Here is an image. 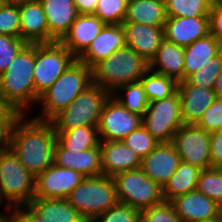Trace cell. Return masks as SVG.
Masks as SVG:
<instances>
[{
  "label": "cell",
  "mask_w": 222,
  "mask_h": 222,
  "mask_svg": "<svg viewBox=\"0 0 222 222\" xmlns=\"http://www.w3.org/2000/svg\"><path fill=\"white\" fill-rule=\"evenodd\" d=\"M206 132H213L222 128V99L215 98L196 124Z\"/></svg>",
  "instance_id": "42"
},
{
  "label": "cell",
  "mask_w": 222,
  "mask_h": 222,
  "mask_svg": "<svg viewBox=\"0 0 222 222\" xmlns=\"http://www.w3.org/2000/svg\"><path fill=\"white\" fill-rule=\"evenodd\" d=\"M211 167L219 168L222 165V128L210 133Z\"/></svg>",
  "instance_id": "45"
},
{
  "label": "cell",
  "mask_w": 222,
  "mask_h": 222,
  "mask_svg": "<svg viewBox=\"0 0 222 222\" xmlns=\"http://www.w3.org/2000/svg\"><path fill=\"white\" fill-rule=\"evenodd\" d=\"M99 0H73L79 14H94Z\"/></svg>",
  "instance_id": "46"
},
{
  "label": "cell",
  "mask_w": 222,
  "mask_h": 222,
  "mask_svg": "<svg viewBox=\"0 0 222 222\" xmlns=\"http://www.w3.org/2000/svg\"><path fill=\"white\" fill-rule=\"evenodd\" d=\"M92 84V68L76 59L62 75L39 97L41 110L33 118L50 121L67 108L76 97Z\"/></svg>",
  "instance_id": "3"
},
{
  "label": "cell",
  "mask_w": 222,
  "mask_h": 222,
  "mask_svg": "<svg viewBox=\"0 0 222 222\" xmlns=\"http://www.w3.org/2000/svg\"><path fill=\"white\" fill-rule=\"evenodd\" d=\"M142 125V116L131 113L110 95L105 101L97 126L100 141L123 140Z\"/></svg>",
  "instance_id": "12"
},
{
  "label": "cell",
  "mask_w": 222,
  "mask_h": 222,
  "mask_svg": "<svg viewBox=\"0 0 222 222\" xmlns=\"http://www.w3.org/2000/svg\"><path fill=\"white\" fill-rule=\"evenodd\" d=\"M54 164L62 168H70L84 177L102 175L100 144L85 151L64 149L58 142L54 148Z\"/></svg>",
  "instance_id": "20"
},
{
  "label": "cell",
  "mask_w": 222,
  "mask_h": 222,
  "mask_svg": "<svg viewBox=\"0 0 222 222\" xmlns=\"http://www.w3.org/2000/svg\"><path fill=\"white\" fill-rule=\"evenodd\" d=\"M142 125L159 142H171L174 134L183 125L180 108V95L149 102L142 117Z\"/></svg>",
  "instance_id": "10"
},
{
  "label": "cell",
  "mask_w": 222,
  "mask_h": 222,
  "mask_svg": "<svg viewBox=\"0 0 222 222\" xmlns=\"http://www.w3.org/2000/svg\"><path fill=\"white\" fill-rule=\"evenodd\" d=\"M10 222H44V220L29 205H20L10 209Z\"/></svg>",
  "instance_id": "44"
},
{
  "label": "cell",
  "mask_w": 222,
  "mask_h": 222,
  "mask_svg": "<svg viewBox=\"0 0 222 222\" xmlns=\"http://www.w3.org/2000/svg\"><path fill=\"white\" fill-rule=\"evenodd\" d=\"M148 69L149 63L132 48L125 46L92 67V83L111 94L122 85L140 81Z\"/></svg>",
  "instance_id": "4"
},
{
  "label": "cell",
  "mask_w": 222,
  "mask_h": 222,
  "mask_svg": "<svg viewBox=\"0 0 222 222\" xmlns=\"http://www.w3.org/2000/svg\"><path fill=\"white\" fill-rule=\"evenodd\" d=\"M122 27L126 46L150 63L164 40V28L134 22H123Z\"/></svg>",
  "instance_id": "17"
},
{
  "label": "cell",
  "mask_w": 222,
  "mask_h": 222,
  "mask_svg": "<svg viewBox=\"0 0 222 222\" xmlns=\"http://www.w3.org/2000/svg\"><path fill=\"white\" fill-rule=\"evenodd\" d=\"M10 130H0V153L9 148Z\"/></svg>",
  "instance_id": "48"
},
{
  "label": "cell",
  "mask_w": 222,
  "mask_h": 222,
  "mask_svg": "<svg viewBox=\"0 0 222 222\" xmlns=\"http://www.w3.org/2000/svg\"><path fill=\"white\" fill-rule=\"evenodd\" d=\"M76 59L60 41L35 43L33 81L36 97L39 99Z\"/></svg>",
  "instance_id": "8"
},
{
  "label": "cell",
  "mask_w": 222,
  "mask_h": 222,
  "mask_svg": "<svg viewBox=\"0 0 222 222\" xmlns=\"http://www.w3.org/2000/svg\"><path fill=\"white\" fill-rule=\"evenodd\" d=\"M211 0H165L167 17H209Z\"/></svg>",
  "instance_id": "33"
},
{
  "label": "cell",
  "mask_w": 222,
  "mask_h": 222,
  "mask_svg": "<svg viewBox=\"0 0 222 222\" xmlns=\"http://www.w3.org/2000/svg\"><path fill=\"white\" fill-rule=\"evenodd\" d=\"M111 94L98 84H90L71 104L51 120L55 132L82 126H98L105 101Z\"/></svg>",
  "instance_id": "6"
},
{
  "label": "cell",
  "mask_w": 222,
  "mask_h": 222,
  "mask_svg": "<svg viewBox=\"0 0 222 222\" xmlns=\"http://www.w3.org/2000/svg\"><path fill=\"white\" fill-rule=\"evenodd\" d=\"M122 141L127 147L136 152L141 159L146 157L160 143L143 125L127 135Z\"/></svg>",
  "instance_id": "37"
},
{
  "label": "cell",
  "mask_w": 222,
  "mask_h": 222,
  "mask_svg": "<svg viewBox=\"0 0 222 222\" xmlns=\"http://www.w3.org/2000/svg\"><path fill=\"white\" fill-rule=\"evenodd\" d=\"M0 34L20 37L18 4H0Z\"/></svg>",
  "instance_id": "40"
},
{
  "label": "cell",
  "mask_w": 222,
  "mask_h": 222,
  "mask_svg": "<svg viewBox=\"0 0 222 222\" xmlns=\"http://www.w3.org/2000/svg\"><path fill=\"white\" fill-rule=\"evenodd\" d=\"M196 190L222 207V172L211 167L200 171Z\"/></svg>",
  "instance_id": "34"
},
{
  "label": "cell",
  "mask_w": 222,
  "mask_h": 222,
  "mask_svg": "<svg viewBox=\"0 0 222 222\" xmlns=\"http://www.w3.org/2000/svg\"><path fill=\"white\" fill-rule=\"evenodd\" d=\"M28 43L20 37H13L0 34V75L5 72L9 64L13 61L15 56Z\"/></svg>",
  "instance_id": "41"
},
{
  "label": "cell",
  "mask_w": 222,
  "mask_h": 222,
  "mask_svg": "<svg viewBox=\"0 0 222 222\" xmlns=\"http://www.w3.org/2000/svg\"><path fill=\"white\" fill-rule=\"evenodd\" d=\"M35 44H27L0 75V95L4 105L17 115L28 112L38 104L35 95L33 72Z\"/></svg>",
  "instance_id": "2"
},
{
  "label": "cell",
  "mask_w": 222,
  "mask_h": 222,
  "mask_svg": "<svg viewBox=\"0 0 222 222\" xmlns=\"http://www.w3.org/2000/svg\"><path fill=\"white\" fill-rule=\"evenodd\" d=\"M18 115L10 130L9 148L35 177L54 163L56 132L50 121Z\"/></svg>",
  "instance_id": "1"
},
{
  "label": "cell",
  "mask_w": 222,
  "mask_h": 222,
  "mask_svg": "<svg viewBox=\"0 0 222 222\" xmlns=\"http://www.w3.org/2000/svg\"><path fill=\"white\" fill-rule=\"evenodd\" d=\"M222 71V51L211 58L207 64L200 67L199 70L189 75L184 81L178 82V85H196L205 88H213L218 74Z\"/></svg>",
  "instance_id": "35"
},
{
  "label": "cell",
  "mask_w": 222,
  "mask_h": 222,
  "mask_svg": "<svg viewBox=\"0 0 222 222\" xmlns=\"http://www.w3.org/2000/svg\"><path fill=\"white\" fill-rule=\"evenodd\" d=\"M118 202L142 210L162 202V188L140 168L113 177Z\"/></svg>",
  "instance_id": "9"
},
{
  "label": "cell",
  "mask_w": 222,
  "mask_h": 222,
  "mask_svg": "<svg viewBox=\"0 0 222 222\" xmlns=\"http://www.w3.org/2000/svg\"><path fill=\"white\" fill-rule=\"evenodd\" d=\"M18 115H0V130H11L12 124Z\"/></svg>",
  "instance_id": "47"
},
{
  "label": "cell",
  "mask_w": 222,
  "mask_h": 222,
  "mask_svg": "<svg viewBox=\"0 0 222 222\" xmlns=\"http://www.w3.org/2000/svg\"><path fill=\"white\" fill-rule=\"evenodd\" d=\"M181 118L183 124L196 125L215 100L213 88L196 85H178Z\"/></svg>",
  "instance_id": "23"
},
{
  "label": "cell",
  "mask_w": 222,
  "mask_h": 222,
  "mask_svg": "<svg viewBox=\"0 0 222 222\" xmlns=\"http://www.w3.org/2000/svg\"><path fill=\"white\" fill-rule=\"evenodd\" d=\"M84 179L82 174L53 163L36 176L34 198L66 199Z\"/></svg>",
  "instance_id": "13"
},
{
  "label": "cell",
  "mask_w": 222,
  "mask_h": 222,
  "mask_svg": "<svg viewBox=\"0 0 222 222\" xmlns=\"http://www.w3.org/2000/svg\"><path fill=\"white\" fill-rule=\"evenodd\" d=\"M216 98L222 99V71L218 74L213 87Z\"/></svg>",
  "instance_id": "49"
},
{
  "label": "cell",
  "mask_w": 222,
  "mask_h": 222,
  "mask_svg": "<svg viewBox=\"0 0 222 222\" xmlns=\"http://www.w3.org/2000/svg\"><path fill=\"white\" fill-rule=\"evenodd\" d=\"M171 143L181 161L201 170L211 168L209 132L197 125L183 124L174 134Z\"/></svg>",
  "instance_id": "11"
},
{
  "label": "cell",
  "mask_w": 222,
  "mask_h": 222,
  "mask_svg": "<svg viewBox=\"0 0 222 222\" xmlns=\"http://www.w3.org/2000/svg\"><path fill=\"white\" fill-rule=\"evenodd\" d=\"M180 156L171 142H160L141 160L140 169L161 188L178 169Z\"/></svg>",
  "instance_id": "14"
},
{
  "label": "cell",
  "mask_w": 222,
  "mask_h": 222,
  "mask_svg": "<svg viewBox=\"0 0 222 222\" xmlns=\"http://www.w3.org/2000/svg\"><path fill=\"white\" fill-rule=\"evenodd\" d=\"M66 200L87 222L118 203L114 180L106 175L85 177Z\"/></svg>",
  "instance_id": "5"
},
{
  "label": "cell",
  "mask_w": 222,
  "mask_h": 222,
  "mask_svg": "<svg viewBox=\"0 0 222 222\" xmlns=\"http://www.w3.org/2000/svg\"><path fill=\"white\" fill-rule=\"evenodd\" d=\"M35 181L36 177L10 148L0 153V199L6 203L4 210L28 205L35 195Z\"/></svg>",
  "instance_id": "7"
},
{
  "label": "cell",
  "mask_w": 222,
  "mask_h": 222,
  "mask_svg": "<svg viewBox=\"0 0 222 222\" xmlns=\"http://www.w3.org/2000/svg\"><path fill=\"white\" fill-rule=\"evenodd\" d=\"M167 20L165 1L128 0L123 22L142 23L149 26L164 27Z\"/></svg>",
  "instance_id": "27"
},
{
  "label": "cell",
  "mask_w": 222,
  "mask_h": 222,
  "mask_svg": "<svg viewBox=\"0 0 222 222\" xmlns=\"http://www.w3.org/2000/svg\"><path fill=\"white\" fill-rule=\"evenodd\" d=\"M126 46L122 24H105L87 49L77 58L92 68L102 59L108 58L118 49Z\"/></svg>",
  "instance_id": "16"
},
{
  "label": "cell",
  "mask_w": 222,
  "mask_h": 222,
  "mask_svg": "<svg viewBox=\"0 0 222 222\" xmlns=\"http://www.w3.org/2000/svg\"><path fill=\"white\" fill-rule=\"evenodd\" d=\"M203 222H222V214L218 218L205 220Z\"/></svg>",
  "instance_id": "52"
},
{
  "label": "cell",
  "mask_w": 222,
  "mask_h": 222,
  "mask_svg": "<svg viewBox=\"0 0 222 222\" xmlns=\"http://www.w3.org/2000/svg\"><path fill=\"white\" fill-rule=\"evenodd\" d=\"M128 0H99L94 15L105 24H122Z\"/></svg>",
  "instance_id": "36"
},
{
  "label": "cell",
  "mask_w": 222,
  "mask_h": 222,
  "mask_svg": "<svg viewBox=\"0 0 222 222\" xmlns=\"http://www.w3.org/2000/svg\"><path fill=\"white\" fill-rule=\"evenodd\" d=\"M163 28L164 39L181 47L210 34L209 17H167Z\"/></svg>",
  "instance_id": "19"
},
{
  "label": "cell",
  "mask_w": 222,
  "mask_h": 222,
  "mask_svg": "<svg viewBox=\"0 0 222 222\" xmlns=\"http://www.w3.org/2000/svg\"><path fill=\"white\" fill-rule=\"evenodd\" d=\"M221 52V43L210 33L184 47L183 81Z\"/></svg>",
  "instance_id": "26"
},
{
  "label": "cell",
  "mask_w": 222,
  "mask_h": 222,
  "mask_svg": "<svg viewBox=\"0 0 222 222\" xmlns=\"http://www.w3.org/2000/svg\"><path fill=\"white\" fill-rule=\"evenodd\" d=\"M2 204H4V203H3V202L1 201V199H0V209H1V205H2Z\"/></svg>",
  "instance_id": "54"
},
{
  "label": "cell",
  "mask_w": 222,
  "mask_h": 222,
  "mask_svg": "<svg viewBox=\"0 0 222 222\" xmlns=\"http://www.w3.org/2000/svg\"><path fill=\"white\" fill-rule=\"evenodd\" d=\"M140 222H182L176 214L171 201H165L155 204L151 207L141 210Z\"/></svg>",
  "instance_id": "39"
},
{
  "label": "cell",
  "mask_w": 222,
  "mask_h": 222,
  "mask_svg": "<svg viewBox=\"0 0 222 222\" xmlns=\"http://www.w3.org/2000/svg\"><path fill=\"white\" fill-rule=\"evenodd\" d=\"M105 23L94 14H79L69 32L60 41L78 58L96 38Z\"/></svg>",
  "instance_id": "24"
},
{
  "label": "cell",
  "mask_w": 222,
  "mask_h": 222,
  "mask_svg": "<svg viewBox=\"0 0 222 222\" xmlns=\"http://www.w3.org/2000/svg\"><path fill=\"white\" fill-rule=\"evenodd\" d=\"M171 203L182 222H203L222 214L219 204L197 190L179 195Z\"/></svg>",
  "instance_id": "15"
},
{
  "label": "cell",
  "mask_w": 222,
  "mask_h": 222,
  "mask_svg": "<svg viewBox=\"0 0 222 222\" xmlns=\"http://www.w3.org/2000/svg\"><path fill=\"white\" fill-rule=\"evenodd\" d=\"M47 19L49 43L61 41L79 16L73 0H39Z\"/></svg>",
  "instance_id": "22"
},
{
  "label": "cell",
  "mask_w": 222,
  "mask_h": 222,
  "mask_svg": "<svg viewBox=\"0 0 222 222\" xmlns=\"http://www.w3.org/2000/svg\"><path fill=\"white\" fill-rule=\"evenodd\" d=\"M57 142L66 150L85 151L100 144L97 126H82L56 132Z\"/></svg>",
  "instance_id": "30"
},
{
  "label": "cell",
  "mask_w": 222,
  "mask_h": 222,
  "mask_svg": "<svg viewBox=\"0 0 222 222\" xmlns=\"http://www.w3.org/2000/svg\"><path fill=\"white\" fill-rule=\"evenodd\" d=\"M6 210L5 213L0 212V222H10V208L7 207Z\"/></svg>",
  "instance_id": "50"
},
{
  "label": "cell",
  "mask_w": 222,
  "mask_h": 222,
  "mask_svg": "<svg viewBox=\"0 0 222 222\" xmlns=\"http://www.w3.org/2000/svg\"><path fill=\"white\" fill-rule=\"evenodd\" d=\"M140 220L141 210L118 202L106 212L99 214L91 222H140Z\"/></svg>",
  "instance_id": "38"
},
{
  "label": "cell",
  "mask_w": 222,
  "mask_h": 222,
  "mask_svg": "<svg viewBox=\"0 0 222 222\" xmlns=\"http://www.w3.org/2000/svg\"><path fill=\"white\" fill-rule=\"evenodd\" d=\"M149 102L162 100L177 91L178 82L148 69L140 79Z\"/></svg>",
  "instance_id": "32"
},
{
  "label": "cell",
  "mask_w": 222,
  "mask_h": 222,
  "mask_svg": "<svg viewBox=\"0 0 222 222\" xmlns=\"http://www.w3.org/2000/svg\"><path fill=\"white\" fill-rule=\"evenodd\" d=\"M28 205L44 222H87L66 199L33 198Z\"/></svg>",
  "instance_id": "28"
},
{
  "label": "cell",
  "mask_w": 222,
  "mask_h": 222,
  "mask_svg": "<svg viewBox=\"0 0 222 222\" xmlns=\"http://www.w3.org/2000/svg\"><path fill=\"white\" fill-rule=\"evenodd\" d=\"M184 47L163 40L156 55L149 63V69L159 74L183 81Z\"/></svg>",
  "instance_id": "25"
},
{
  "label": "cell",
  "mask_w": 222,
  "mask_h": 222,
  "mask_svg": "<svg viewBox=\"0 0 222 222\" xmlns=\"http://www.w3.org/2000/svg\"><path fill=\"white\" fill-rule=\"evenodd\" d=\"M210 33L222 43V4L212 2L209 12Z\"/></svg>",
  "instance_id": "43"
},
{
  "label": "cell",
  "mask_w": 222,
  "mask_h": 222,
  "mask_svg": "<svg viewBox=\"0 0 222 222\" xmlns=\"http://www.w3.org/2000/svg\"><path fill=\"white\" fill-rule=\"evenodd\" d=\"M26 1H31V0H1V3H6V4H20L24 3Z\"/></svg>",
  "instance_id": "51"
},
{
  "label": "cell",
  "mask_w": 222,
  "mask_h": 222,
  "mask_svg": "<svg viewBox=\"0 0 222 222\" xmlns=\"http://www.w3.org/2000/svg\"><path fill=\"white\" fill-rule=\"evenodd\" d=\"M102 175L113 177L141 167V157L122 140L100 141Z\"/></svg>",
  "instance_id": "18"
},
{
  "label": "cell",
  "mask_w": 222,
  "mask_h": 222,
  "mask_svg": "<svg viewBox=\"0 0 222 222\" xmlns=\"http://www.w3.org/2000/svg\"><path fill=\"white\" fill-rule=\"evenodd\" d=\"M212 2H220L221 0H211Z\"/></svg>",
  "instance_id": "53"
},
{
  "label": "cell",
  "mask_w": 222,
  "mask_h": 222,
  "mask_svg": "<svg viewBox=\"0 0 222 222\" xmlns=\"http://www.w3.org/2000/svg\"><path fill=\"white\" fill-rule=\"evenodd\" d=\"M111 95L131 113H135L142 117L149 105L141 81L122 85L113 91Z\"/></svg>",
  "instance_id": "31"
},
{
  "label": "cell",
  "mask_w": 222,
  "mask_h": 222,
  "mask_svg": "<svg viewBox=\"0 0 222 222\" xmlns=\"http://www.w3.org/2000/svg\"><path fill=\"white\" fill-rule=\"evenodd\" d=\"M20 38L28 44L49 43L47 19L39 0L18 4Z\"/></svg>",
  "instance_id": "21"
},
{
  "label": "cell",
  "mask_w": 222,
  "mask_h": 222,
  "mask_svg": "<svg viewBox=\"0 0 222 222\" xmlns=\"http://www.w3.org/2000/svg\"><path fill=\"white\" fill-rule=\"evenodd\" d=\"M201 169L183 161L162 188V196L165 201H171L175 197L196 190L198 176Z\"/></svg>",
  "instance_id": "29"
}]
</instances>
